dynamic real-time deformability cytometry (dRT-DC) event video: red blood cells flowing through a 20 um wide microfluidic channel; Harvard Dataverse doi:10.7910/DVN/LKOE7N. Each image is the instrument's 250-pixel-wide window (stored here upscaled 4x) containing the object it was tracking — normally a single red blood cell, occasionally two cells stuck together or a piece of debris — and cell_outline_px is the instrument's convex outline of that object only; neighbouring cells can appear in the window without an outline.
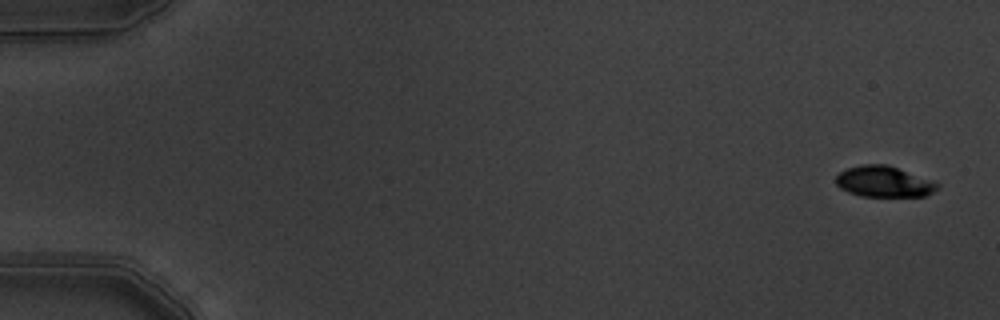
{"species": "common noctule bat (a hibernating species)", "species_latin": "Nyctalus noctula", "temperature_condition": "warm", "stored_images_in_passage": 6, "camera_frame_rate_fps": 3000, "um_per_image_px": 0.085, "animal": {"sex": "male", "body_mass_g": 19.5, "forearm_length_mm": 54.6}, "frame": {"image": 1, "passage_image": 1, "time_ms": 0.0, "image_size_px": [1000, 320], "cell_outline_px": [[940, 184], [932, 192], [924, 196], [860, 196], [848, 192], [840, 188], [836, 184], [836, 176], [840, 172], [848, 168], [864, 164], [888, 164], [936, 180]], "centroid_in_image_um": [75.17, 15.42], "position_along_channel_um": 9.8, "area_um2": 18.5}}
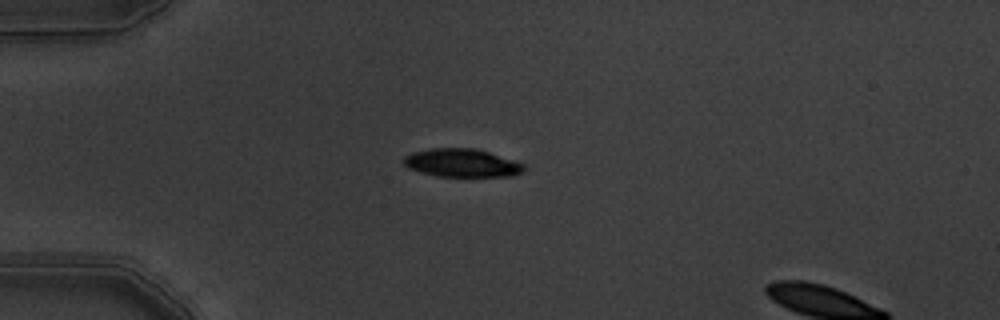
{"frame": {"image": 2, "passage_image": 5, "time_ms": 1.333, "image_size_px": [1000, 320], "cell_outline_px": [[528, 168], [524, 172], [512, 176], [436, 176], [420, 172], [408, 168], [404, 164], [404, 156], [412, 152], [432, 148], [476, 148], [524, 164]], "centroid_in_image_um": [39.27, 13.85], "position_along_channel_um": 45.7, "area_um2": 19.77}}